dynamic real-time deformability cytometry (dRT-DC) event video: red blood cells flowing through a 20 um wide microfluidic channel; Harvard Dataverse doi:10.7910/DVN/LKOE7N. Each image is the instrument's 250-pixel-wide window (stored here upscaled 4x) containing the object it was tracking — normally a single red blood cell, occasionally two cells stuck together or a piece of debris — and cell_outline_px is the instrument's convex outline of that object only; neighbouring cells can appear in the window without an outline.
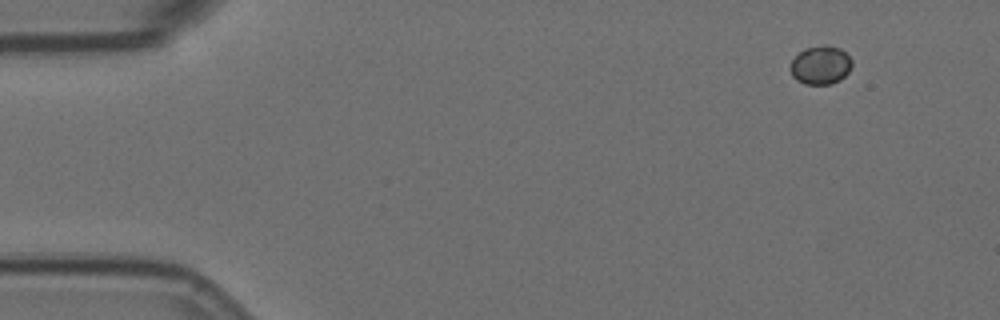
{"species": "Egyptian fruit bat (a non-hibernating species)", "species_latin": "Rousettus aegyptiacus", "temperature_condition": "room temperature", "stored_images_in_passage": 5, "camera_frame_rate_fps": 3000, "um_per_image_px": 0.085, "animal": {"sex": "female"}, "frame": {"image": 1, "passage_image": 1, "time_ms": 0.0, "image_size_px": [1000, 320], "cell_outline_px": [[852, 64], [848, 72], [840, 80], [832, 84], [804, 84], [796, 80], [792, 76], [792, 60], [804, 48], [824, 44], [840, 48], [852, 60]], "centroid_in_image_um": [69.76, 5.53], "position_along_channel_um": 15.2, "area_um2": 13.76}}
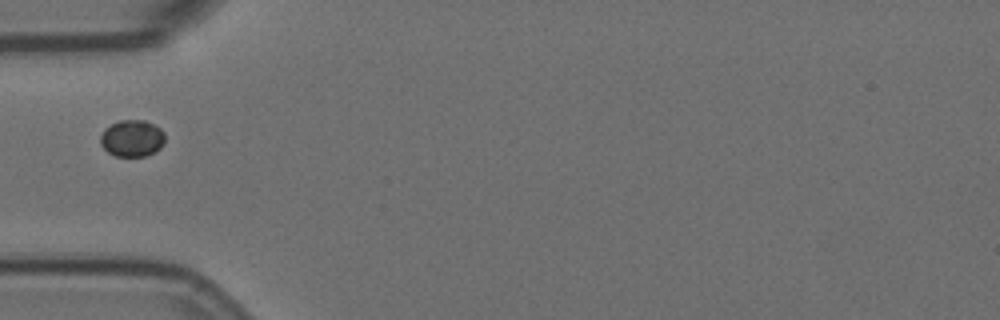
{"frame": {"image": 2, "passage_image": 5, "time_ms": 1.333, "image_size_px": [1000, 320], "cell_outline_px": [[164, 144], [160, 148], [144, 156], [116, 156], [108, 152], [100, 144], [100, 136], [104, 128], [120, 120], [144, 120], [160, 128], [164, 132]], "centroid_in_image_um": [11.21, 11.75], "position_along_channel_um": 73.8, "area_um2": 13.76}}